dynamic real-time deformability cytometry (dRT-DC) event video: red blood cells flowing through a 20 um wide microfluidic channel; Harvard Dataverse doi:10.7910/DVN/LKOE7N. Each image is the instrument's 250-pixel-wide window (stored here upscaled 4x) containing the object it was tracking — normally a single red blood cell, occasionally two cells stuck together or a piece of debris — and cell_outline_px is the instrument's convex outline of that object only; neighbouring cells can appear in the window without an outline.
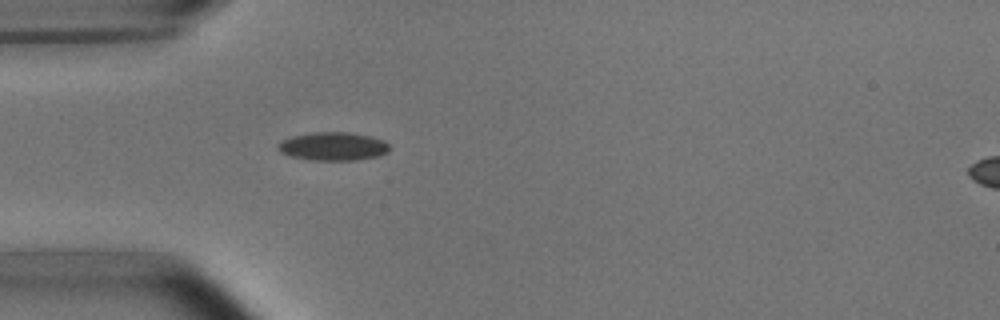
{"species": "common noctule bat (a hibernating species)", "species_latin": "Nyctalus noctula", "temperature_condition": "room temperature", "stored_images_in_passage": 1, "camera_frame_rate_fps": 3000, "um_per_image_px": 0.085, "animal": {"sex": "male", "body_mass_g": 15.6}, "frame": {"image": 1, "passage_image": 1, "time_ms": 0.0, "image_size_px": [1000, 320], "cell_outline_px": [[388, 152], [380, 156], [356, 160], [308, 160], [292, 156], [280, 152], [280, 144], [284, 140], [292, 136], [312, 132], [344, 132], [368, 136], [384, 140], [388, 144]], "centroid_in_image_um": [28.35, 12.45], "position_along_channel_um": 56.7, "area_um2": 18.15}}